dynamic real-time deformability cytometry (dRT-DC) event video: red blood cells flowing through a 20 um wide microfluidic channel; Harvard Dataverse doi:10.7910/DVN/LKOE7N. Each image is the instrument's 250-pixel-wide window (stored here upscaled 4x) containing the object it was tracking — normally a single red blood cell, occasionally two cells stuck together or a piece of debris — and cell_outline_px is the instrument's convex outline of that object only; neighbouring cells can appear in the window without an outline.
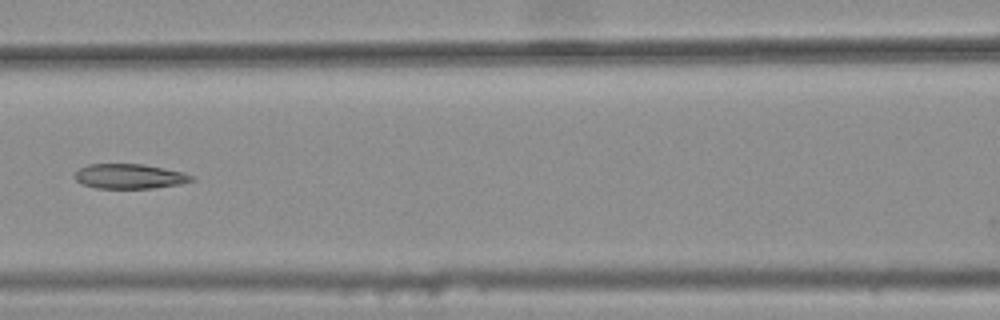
{"species": "common noctule bat (a hibernating species)", "species_latin": "Nyctalus noctula", "temperature_condition": "warm", "stored_images_in_passage": 7, "camera_frame_rate_fps": 3000, "um_per_image_px": 0.085, "animal": {"sex": "female", "body_mass_g": 25.1}, "frame": {"image": 1, "passage_image": 7, "time_ms": 2.0, "image_size_px": [1000, 320], "cell_outline_px": [[196, 180], [180, 184], [152, 188], [96, 188], [80, 184], [72, 176], [80, 168], [88, 164], [144, 164], [164, 168], [196, 176]], "centroid_in_image_um": [11.0, 14.99], "position_along_channel_um": 155.6, "area_um2": 16.99}}